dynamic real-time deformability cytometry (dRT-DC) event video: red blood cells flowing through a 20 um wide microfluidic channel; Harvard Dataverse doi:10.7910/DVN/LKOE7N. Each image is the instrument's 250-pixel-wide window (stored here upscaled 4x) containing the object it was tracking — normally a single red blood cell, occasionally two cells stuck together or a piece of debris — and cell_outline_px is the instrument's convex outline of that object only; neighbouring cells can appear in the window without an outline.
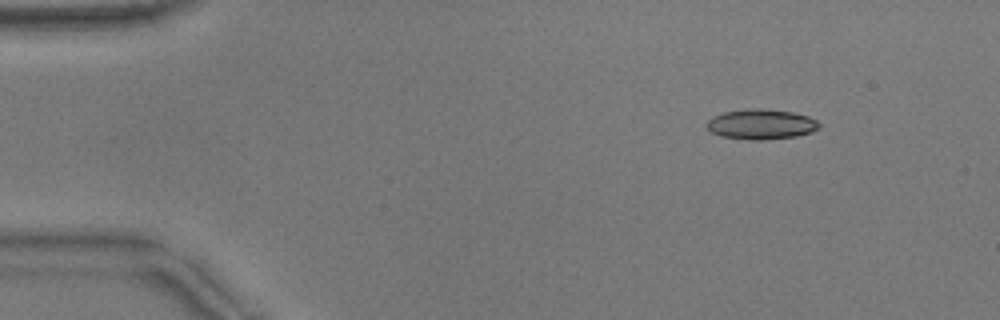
{"species": "common noctule bat (a hibernating species)", "species_latin": "Nyctalus noctula", "temperature_condition": "warm", "stored_images_in_passage": 52, "camera_frame_rate_fps": 3000, "um_per_image_px": 0.085, "animal": {"sex": "male", "body_mass_g": 17.9}, "frame": {"image": 1, "passage_image": 6, "time_ms": 1.667, "image_size_px": [1000, 320], "cell_outline_px": [[820, 128], [812, 132], [796, 136], [760, 140], [736, 140], [720, 136], [708, 132], [704, 124], [712, 116], [724, 112], [748, 108], [760, 108], [792, 112], [808, 116], [816, 120], [820, 124]], "centroid_in_image_um": [64.62, 10.57], "position_along_channel_um": 20.4, "area_um2": 20.23}}
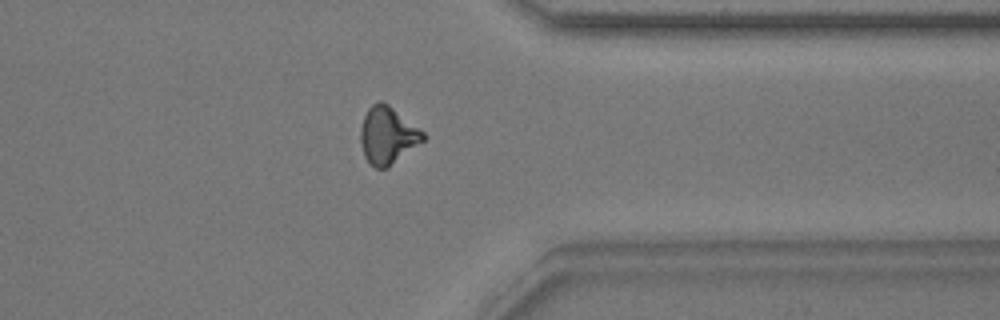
{"frame": {"image": 2, "passage_image": 41, "time_ms": 13.333, "image_size_px": [1000, 320], "cell_outline_px": [[428, 136], [424, 140], [388, 168], [376, 168], [364, 156], [360, 140], [360, 128], [364, 116], [368, 108], [372, 104], [380, 100], [388, 104], [424, 132]], "centroid_in_image_um": [32.95, 11.5], "position_along_channel_um": 378.5, "area_um2": 20.75}}
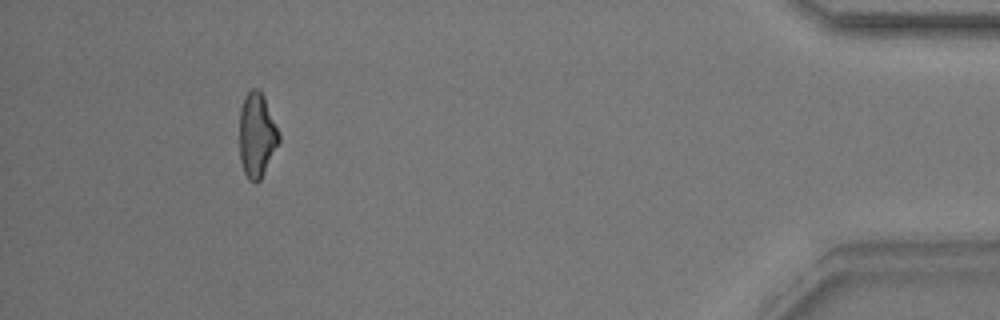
{"frame": {"image": 3, "passage_image": 48, "time_ms": 15.667, "image_size_px": [1000, 320], "cell_outline_px": [[280, 140], [260, 180], [256, 184], [248, 180], [244, 172], [240, 160], [240, 108], [244, 96], [252, 88], [256, 88], [264, 96], [280, 136]], "centroid_in_image_um": [21.81, 11.5], "position_along_channel_um": 413.4, "area_um2": 19.25}, "authors_computed_cell_mechanics": {"area_um2": 20.2011, "velocity_mm_per_s": 3.8748, "shape_relaxation_time_tau1_ms": 5.3792, "shape_relaxation_time_tau2_ms": 2.654, "deformation_change_tau1": 0.2006, "deformation_change_tau2": 0.0935}}